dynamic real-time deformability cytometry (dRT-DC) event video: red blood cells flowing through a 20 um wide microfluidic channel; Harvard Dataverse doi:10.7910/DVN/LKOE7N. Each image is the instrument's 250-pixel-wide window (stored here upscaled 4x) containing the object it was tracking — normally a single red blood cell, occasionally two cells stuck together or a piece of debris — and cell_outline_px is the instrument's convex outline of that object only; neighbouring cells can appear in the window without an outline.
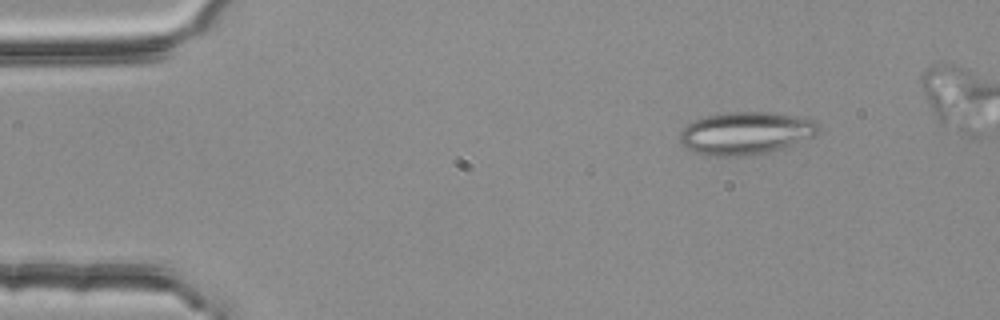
{"species": "common noctule bat (a hibernating species)", "species_latin": "Nyctalus noctula", "temperature_condition": "room temperature", "stored_images_in_passage": 2, "camera_frame_rate_fps": 3000, "um_per_image_px": 0.085, "animal": {"sex": "female", "body_mass_g": 25.1}, "frame": {"image": 1, "passage_image": 1, "time_ms": 0.0, "image_size_px": [1000, 320], "cell_outline_px": [[820, 128], [812, 136], [780, 148], [764, 152], [740, 156], [708, 156], [692, 152], [680, 144], [680, 132], [688, 124], [696, 120], [708, 116], [728, 112], [768, 112], [812, 116], [820, 120]], "centroid_in_image_um": [63.43, 11.29], "position_along_channel_um": 21.6, "area_um2": 34.62}}